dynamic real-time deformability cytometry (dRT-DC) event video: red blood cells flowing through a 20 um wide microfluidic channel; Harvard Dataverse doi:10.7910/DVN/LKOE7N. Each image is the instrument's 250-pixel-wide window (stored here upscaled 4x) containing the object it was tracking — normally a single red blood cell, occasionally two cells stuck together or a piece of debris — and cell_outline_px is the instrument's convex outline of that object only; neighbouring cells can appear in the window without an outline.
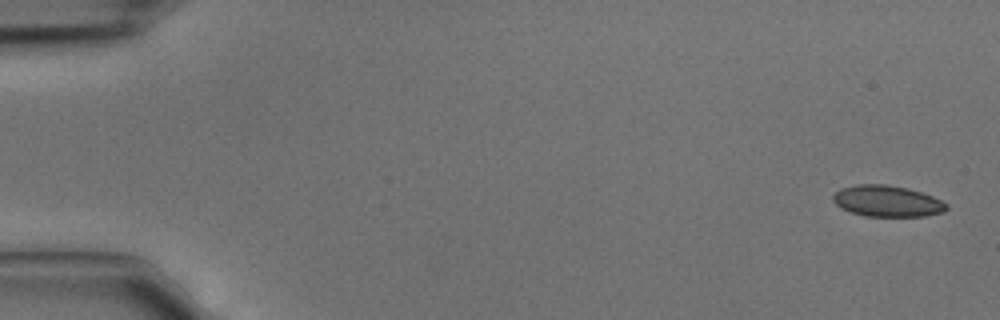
{"species": "common noctule bat (a hibernating species)", "species_latin": "Nyctalus noctula", "temperature_condition": "cold", "stored_images_in_passage": 4, "camera_frame_rate_fps": 3000, "um_per_image_px": 0.085, "animal": {"sex": "male", "body_mass_g": 15.6}, "frame": {"image": 1, "passage_image": 1, "time_ms": 0.0, "image_size_px": [1000, 320], "cell_outline_px": [[948, 208], [944, 212], [924, 216], [864, 216], [840, 208], [832, 200], [832, 196], [840, 188], [856, 184], [884, 184], [908, 188], [932, 196], [948, 204]], "centroid_in_image_um": [75.39, 17.09], "position_along_channel_um": 9.6, "area_um2": 20.69}}
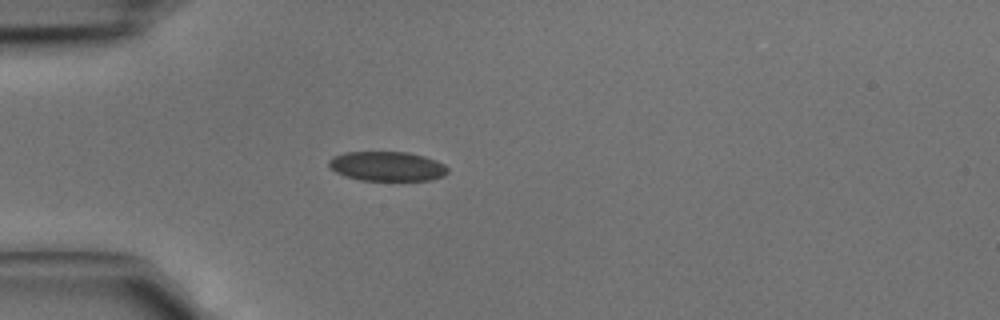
{"frame": {"image": 2, "passage_image": 4, "time_ms": 1.0, "image_size_px": [1000, 320], "cell_outline_px": [[448, 172], [444, 176], [432, 180], [360, 180], [344, 176], [336, 172], [328, 164], [328, 160], [332, 156], [344, 152], [408, 152], [424, 156], [436, 160], [444, 164], [448, 168]], "centroid_in_image_um": [32.91, 14.13], "position_along_channel_um": 52.1, "area_um2": 20.58}}